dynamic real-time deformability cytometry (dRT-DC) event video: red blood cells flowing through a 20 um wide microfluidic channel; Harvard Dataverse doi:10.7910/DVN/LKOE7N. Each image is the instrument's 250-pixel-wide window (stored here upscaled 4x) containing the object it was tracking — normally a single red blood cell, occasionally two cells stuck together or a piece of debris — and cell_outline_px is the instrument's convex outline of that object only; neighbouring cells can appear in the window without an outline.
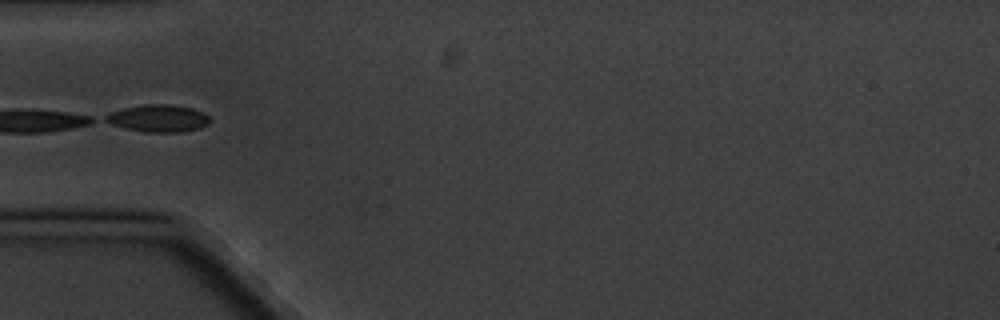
{"species": "common noctule bat (a hibernating species)", "species_latin": "Nyctalus noctula", "temperature_condition": "cold", "stored_images_in_passage": 4, "camera_frame_rate_fps": 3000, "um_per_image_px": 0.085, "animal": {"sex": "male", "body_mass_g": 20.1, "forearm_length_mm": 53.5}, "frame": {"image": 1, "passage_image": 1, "time_ms": 0.0, "image_size_px": [1000, 320], "cell_outline_px": [[212, 120], [208, 124], [200, 128], [180, 132], [144, 132], [112, 124], [104, 120], [104, 116], [112, 112], [124, 108], [144, 104], [168, 104], [192, 108], [208, 116]], "centroid_in_image_um": [13.47, 10.06], "position_along_channel_um": 71.5, "area_um2": 16.36}}